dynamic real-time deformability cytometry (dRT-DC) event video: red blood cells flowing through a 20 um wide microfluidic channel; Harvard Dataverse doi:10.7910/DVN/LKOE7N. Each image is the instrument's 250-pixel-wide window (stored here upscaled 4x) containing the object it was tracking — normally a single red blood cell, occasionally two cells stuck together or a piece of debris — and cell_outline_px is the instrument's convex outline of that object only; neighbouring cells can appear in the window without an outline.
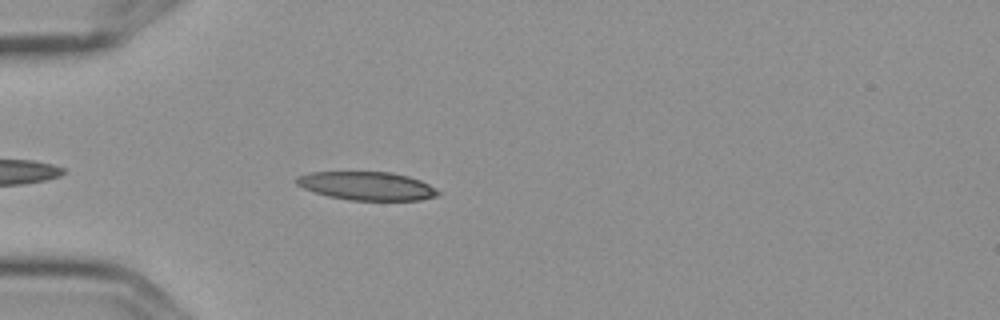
{"species": "Egyptian fruit bat (a non-hibernating species)", "species_latin": "Rousettus aegyptiacus", "temperature_condition": "cold", "stored_images_in_passage": 5, "camera_frame_rate_fps": 3000, "um_per_image_px": 0.085, "frame": {"image": 1, "passage_image": 5, "time_ms": 1.333, "image_size_px": [1000, 320], "cell_outline_px": [[440, 196], [420, 200], [348, 200], [328, 196], [304, 188], [296, 184], [296, 176], [312, 172], [392, 172], [408, 176], [420, 180], [428, 184], [440, 192]], "centroid_in_image_um": [31.2, 15.8], "position_along_channel_um": 53.8, "area_um2": 23.41}}